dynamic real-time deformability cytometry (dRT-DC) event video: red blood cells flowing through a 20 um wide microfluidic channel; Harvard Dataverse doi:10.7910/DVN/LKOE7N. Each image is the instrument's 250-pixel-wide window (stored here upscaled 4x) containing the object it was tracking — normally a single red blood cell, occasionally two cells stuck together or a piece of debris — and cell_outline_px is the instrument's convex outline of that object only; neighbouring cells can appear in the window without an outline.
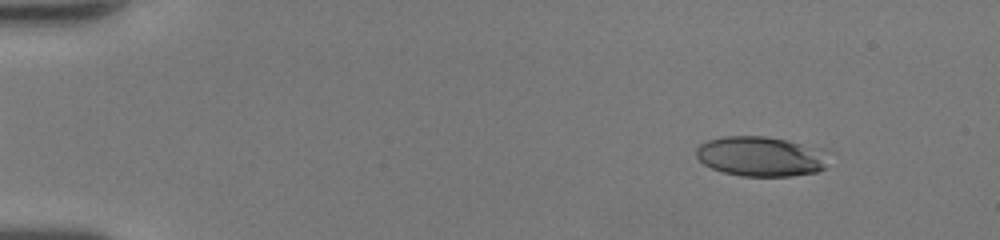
{"species": "human", "species_latin": "Homo sapiens", "temperature_condition": "room temperature", "stored_images_in_passage": 49, "camera_frame_rate_fps": 3000, "um_per_image_px": 0.085, "donor": {"sex": "female"}, "frame": {"image": 1, "passage_image": 6, "time_ms": 1.667, "image_size_px": [1000, 240], "cell_outline_px": [[836, 152], [824, 168], [816, 172], [792, 176], [740, 176], [724, 172], [712, 168], [704, 164], [696, 156], [696, 148], [700, 144], [708, 140], [724, 136], [764, 136], [788, 140], [828, 148]], "centroid_in_image_um": [64.83, 13.28], "position_along_channel_um": 20.2, "area_um2": 31.79}}
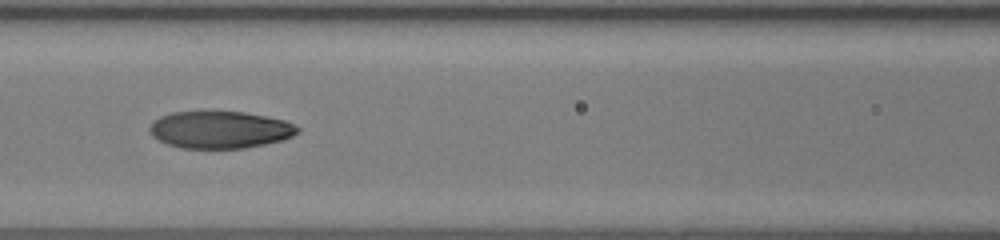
{"frame": {"image": 2, "passage_image": 23, "time_ms": 7.333, "image_size_px": [1000, 240], "cell_outline_px": [[300, 132], [284, 140], [244, 148], [180, 148], [168, 144], [152, 136], [148, 128], [152, 120], [160, 116], [172, 112], [244, 112], [284, 120], [300, 128]], "centroid_in_image_um": [18.68, 11.03], "position_along_channel_um": 147.9, "area_um2": 32.02}}
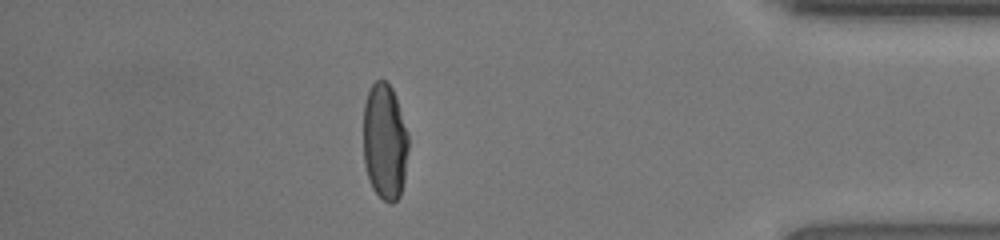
{"frame": {"image": 3, "passage_image": 43, "time_ms": 14.0, "image_size_px": [1000, 240], "cell_outline_px": [[408, 148], [404, 180], [400, 196], [392, 204], [388, 204], [372, 188], [364, 164], [364, 104], [368, 92], [372, 84], [376, 80], [384, 80], [392, 88], [396, 96], [408, 132]], "centroid_in_image_um": [32.71, 12.04], "position_along_channel_um": 402.5, "area_um2": 30.69}, "authors_computed_cell_mechanics": {"area_um2": 32.4258, "velocity_mm_per_s": 4.3503, "shape_relaxation_time_tau1_ms": 5.5228, "shape_relaxation_time_tau2_ms": 1.3055, "deformation_change_tau1": 0.2426, "deformation_change_tau2": 0.0673}}